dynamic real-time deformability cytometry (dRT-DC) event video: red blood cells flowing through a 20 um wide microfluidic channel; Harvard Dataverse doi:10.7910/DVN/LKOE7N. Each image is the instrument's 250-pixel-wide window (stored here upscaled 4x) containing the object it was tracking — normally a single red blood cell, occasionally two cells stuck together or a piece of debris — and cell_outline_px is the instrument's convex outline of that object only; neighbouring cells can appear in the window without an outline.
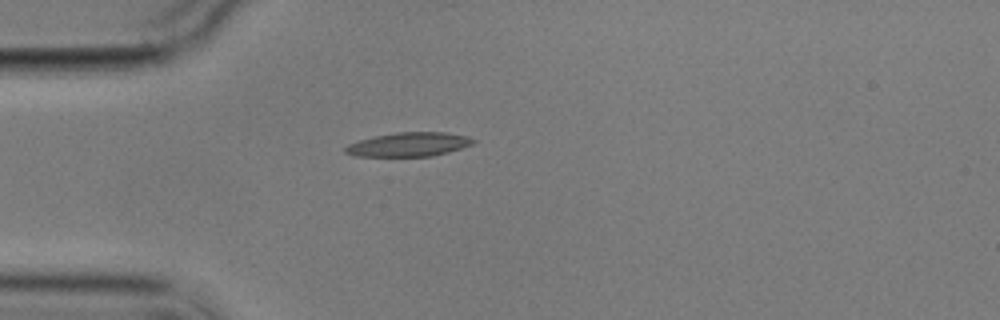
{"species": "common noctule bat (a hibernating species)", "species_latin": "Nyctalus noctula", "temperature_condition": "cold", "stored_images_in_passage": 2, "camera_frame_rate_fps": 3000, "um_per_image_px": 0.085, "animal": {"sex": "male", "body_mass_g": 17.9}, "frame": {"image": 1, "passage_image": 1, "time_ms": 0.0, "image_size_px": [1000, 320], "cell_outline_px": [[476, 140], [472, 144], [448, 152], [432, 156], [356, 156], [344, 152], [344, 148], [348, 144], [360, 140], [376, 136], [396, 132], [444, 132], [468, 136]], "centroid_in_image_um": [34.75, 12.27], "position_along_channel_um": 50.3, "area_um2": 17.74}}